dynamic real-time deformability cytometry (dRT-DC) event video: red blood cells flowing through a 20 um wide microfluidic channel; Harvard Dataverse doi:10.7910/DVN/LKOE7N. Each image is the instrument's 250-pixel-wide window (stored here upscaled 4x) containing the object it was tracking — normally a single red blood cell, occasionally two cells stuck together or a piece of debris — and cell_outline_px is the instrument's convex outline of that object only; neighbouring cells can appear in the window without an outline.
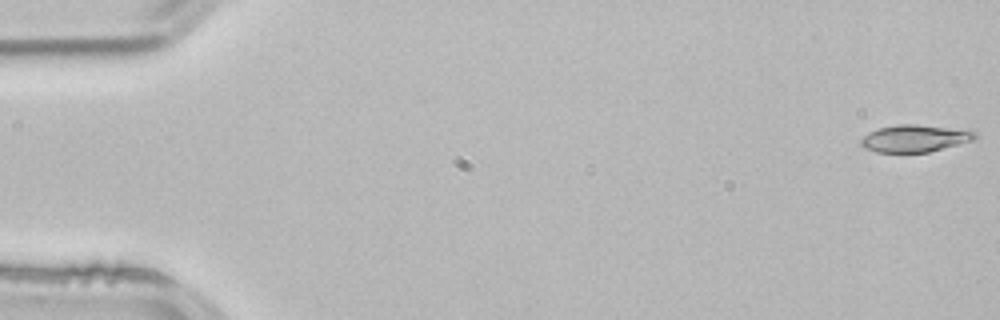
{"species": "common noctule bat (a hibernating species)", "species_latin": "Nyctalus noctula", "temperature_condition": "room temperature", "stored_images_in_passage": 53, "camera_frame_rate_fps": 3000, "um_per_image_px": 0.085, "animal": {"sex": "male", "body_mass_g": 21.5, "forearm_length_mm": 52.0}, "frame": {"image": 1, "passage_image": 1, "time_ms": 0.0, "image_size_px": [1000, 320], "cell_outline_px": [[980, 136], [976, 140], [928, 152], [876, 152], [864, 148], [860, 144], [860, 140], [864, 136], [880, 128], [896, 124], [916, 124], [976, 132]], "centroid_in_image_um": [77.77, 11.77], "position_along_channel_um": 7.2, "area_um2": 17.86}}
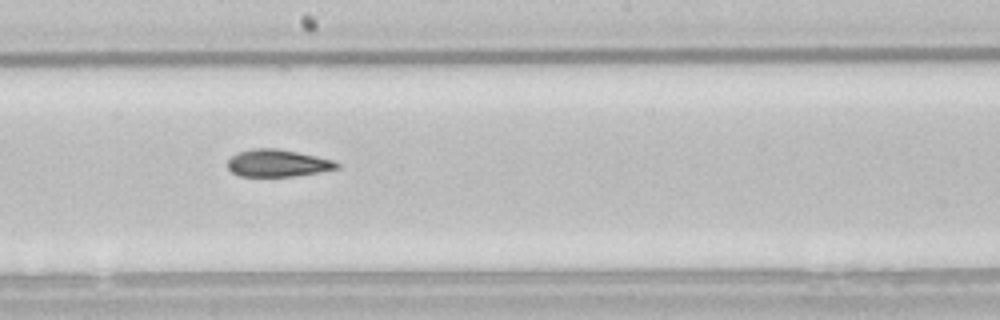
{"frame": {"image": 2, "passage_image": 29, "time_ms": 9.333, "image_size_px": [1000, 320], "cell_outline_px": [[340, 168], [292, 176], [240, 176], [232, 172], [228, 168], [228, 160], [232, 156], [240, 152], [252, 148], [276, 148], [316, 156], [332, 160], [340, 164]], "centroid_in_image_um": [23.58, 13.86], "position_along_channel_um": 224.6, "area_um2": 17.05}}
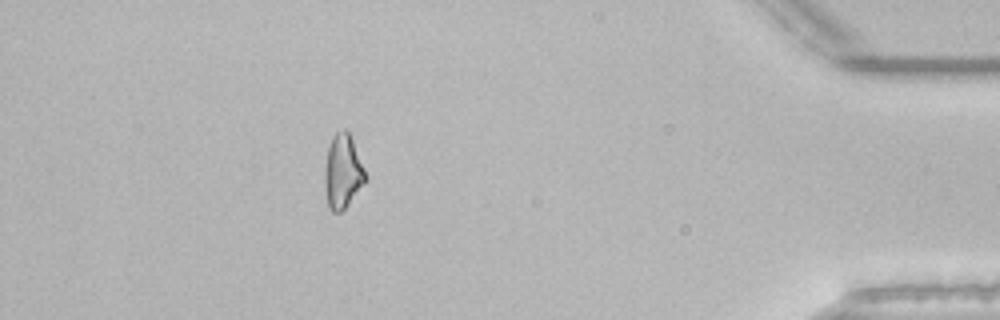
{"frame": {"image": 3, "passage_image": 47, "time_ms": 15.333, "image_size_px": [1000, 320], "cell_outline_px": [[368, 180], [348, 204], [340, 212], [332, 212], [328, 208], [324, 188], [324, 172], [328, 148], [332, 136], [336, 132], [344, 128], [348, 132], [352, 140], [368, 176]], "centroid_in_image_um": [29.13, 14.61], "position_along_channel_um": 406.1, "area_um2": 17.74}, "authors_computed_cell_mechanics": {"area_um2": 17.918, "velocity_mm_per_s": 3.8875, "shape_relaxation_time_tau1_ms": 5.3377, "shape_relaxation_time_tau2_ms": 5.4246, "deformation_change_tau1": 0.1482, "deformation_change_tau2": 0.138}}